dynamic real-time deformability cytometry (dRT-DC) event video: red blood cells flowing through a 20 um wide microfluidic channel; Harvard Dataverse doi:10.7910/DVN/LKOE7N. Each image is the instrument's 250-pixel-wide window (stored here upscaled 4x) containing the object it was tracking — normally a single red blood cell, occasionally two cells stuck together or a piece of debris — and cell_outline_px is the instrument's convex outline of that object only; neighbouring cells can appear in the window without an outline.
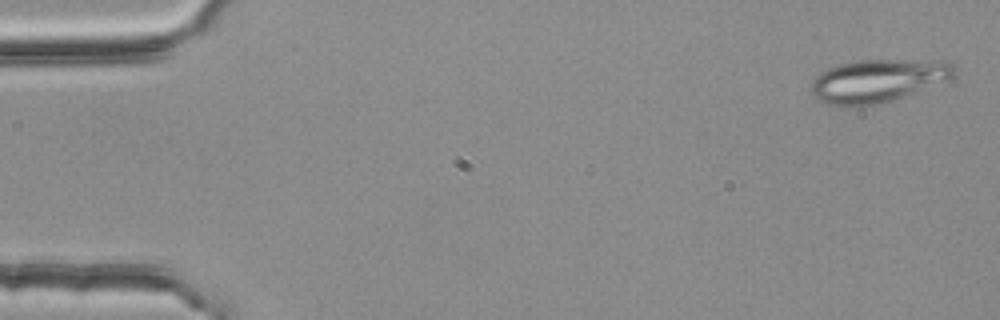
{"species": "common noctule bat (a hibernating species)", "species_latin": "Nyctalus noctula", "temperature_condition": "room temperature", "stored_images_in_passage": 4, "camera_frame_rate_fps": 3000, "um_per_image_px": 0.085, "animal": {"sex": "female", "body_mass_g": 25.1}, "frame": {"image": 1, "passage_image": 1, "time_ms": 0.0, "image_size_px": [1000, 320], "cell_outline_px": [[956, 72], [952, 80], [880, 104], [852, 108], [824, 104], [812, 92], [812, 80], [820, 72], [828, 68], [840, 64], [860, 60], [948, 60], [956, 64]], "centroid_in_image_um": [74.69, 6.87], "position_along_channel_um": 10.3, "area_um2": 36.59}}